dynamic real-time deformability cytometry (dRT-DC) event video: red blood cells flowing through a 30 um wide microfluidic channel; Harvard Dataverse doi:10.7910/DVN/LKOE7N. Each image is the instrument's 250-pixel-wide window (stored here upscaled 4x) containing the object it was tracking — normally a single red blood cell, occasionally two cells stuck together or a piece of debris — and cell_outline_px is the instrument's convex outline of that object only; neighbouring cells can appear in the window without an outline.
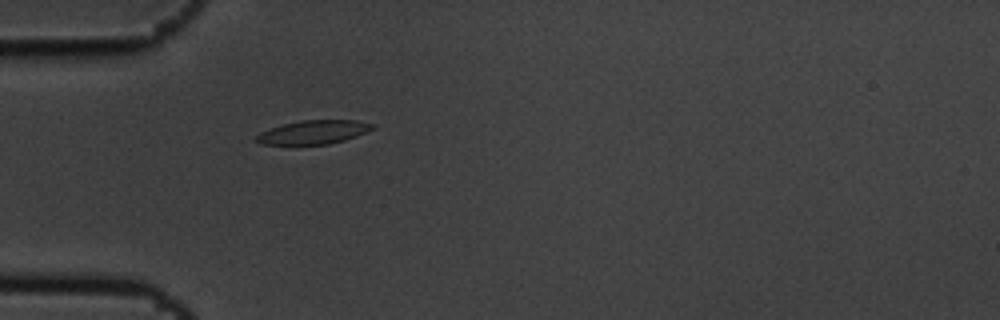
{"species": "common noctule bat (a hibernating species)", "species_latin": "Nyctalus noctula", "temperature_condition": "cold", "stored_images_in_passage": 5, "camera_frame_rate_fps": 3000, "um_per_image_px": 0.085, "animal": {"sex": "male", "body_mass_g": 19.5, "forearm_length_mm": 54.6}, "frame": {"image": 1, "passage_image": 5, "time_ms": 1.333, "image_size_px": [1000, 320], "cell_outline_px": [[376, 128], [356, 136], [344, 140], [328, 144], [260, 144], [252, 140], [260, 132], [284, 124], [300, 120], [356, 120], [376, 124]], "centroid_in_image_um": [26.66, 11.23], "position_along_channel_um": 58.3, "area_um2": 16.07}}